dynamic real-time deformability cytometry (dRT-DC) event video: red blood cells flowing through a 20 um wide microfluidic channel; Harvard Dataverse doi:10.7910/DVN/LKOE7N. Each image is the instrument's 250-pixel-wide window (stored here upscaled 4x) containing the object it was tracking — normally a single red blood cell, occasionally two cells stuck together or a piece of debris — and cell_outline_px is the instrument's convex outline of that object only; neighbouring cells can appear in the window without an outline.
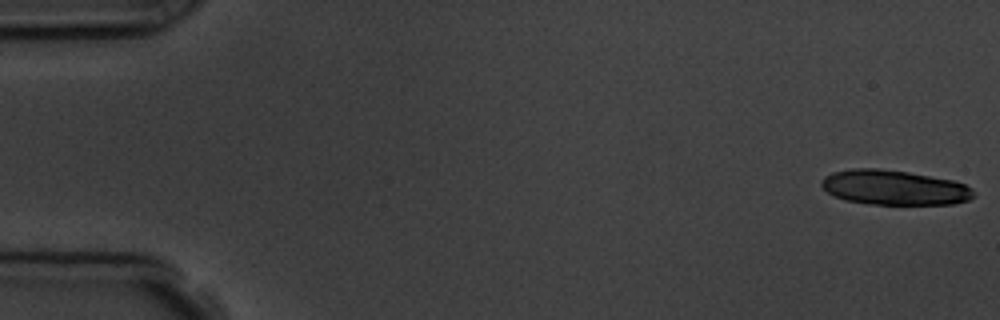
{"species": "common noctule bat (a hibernating species)", "species_latin": "Nyctalus noctula", "temperature_condition": "room temperature", "stored_images_in_passage": 11, "camera_frame_rate_fps": 3000, "um_per_image_px": 0.085, "animal": {"sex": "male", "body_mass_g": 19.5, "forearm_length_mm": 54.6}, "frame": {"image": 1, "passage_image": 1, "time_ms": 0.0, "image_size_px": [1000, 320], "cell_outline_px": [[976, 196], [968, 200], [952, 204], [868, 204], [844, 200], [828, 192], [820, 184], [820, 180], [824, 176], [832, 172], [852, 168], [876, 168], [908, 172], [952, 180], [964, 184], [972, 188], [976, 192]], "centroid_in_image_um": [76.0, 15.94], "position_along_channel_um": 9.0, "area_um2": 30.98}}
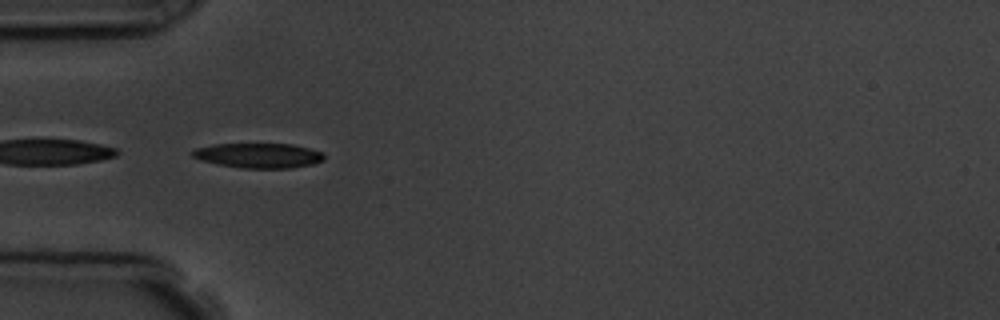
{"frame": {"image": 2, "passage_image": 5, "time_ms": 5.333, "image_size_px": [1000, 320], "cell_outline_px": [[324, 160], [312, 164], [292, 168], [240, 168], [216, 164], [200, 160], [192, 156], [188, 152], [196, 148], [212, 144], [292, 144], [324, 152]], "centroid_in_image_um": [21.94, 13.22], "position_along_channel_um": 63.1, "area_um2": 19.25}}
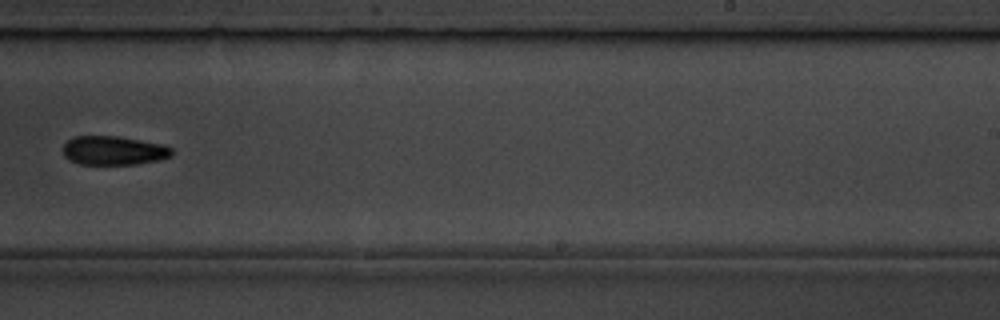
{"frame": {"image": 3, "passage_image": 10, "time_ms": 11.0, "image_size_px": [1000, 320], "cell_outline_px": [[172, 156], [156, 160], [136, 164], [80, 164], [64, 156], [64, 144], [72, 136], [116, 136], [164, 144], [172, 148]], "centroid_in_image_um": [9.67, 12.78], "position_along_channel_um": 279.3, "area_um2": 18.21}}